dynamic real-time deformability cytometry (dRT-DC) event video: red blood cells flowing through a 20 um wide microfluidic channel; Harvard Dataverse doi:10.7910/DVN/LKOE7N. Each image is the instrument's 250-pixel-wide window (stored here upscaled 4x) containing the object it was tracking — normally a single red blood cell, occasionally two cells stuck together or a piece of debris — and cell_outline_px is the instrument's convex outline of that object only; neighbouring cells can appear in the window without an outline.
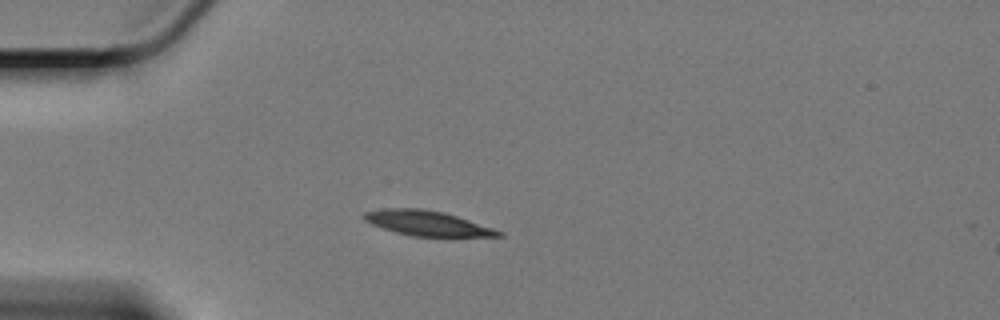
{"species": "Egyptian fruit bat (a non-hibernating species)", "species_latin": "Rousettus aegyptiacus", "temperature_condition": "cold", "stored_images_in_passage": 45, "camera_frame_rate_fps": 3000, "um_per_image_px": 0.085, "animal": {"sex": "female"}, "frame": {"image": 1, "passage_image": 1, "time_ms": 0.0, "image_size_px": [1000, 320], "cell_outline_px": [[504, 236], [412, 236], [396, 232], [372, 224], [364, 220], [364, 212], [384, 208], [420, 208], [444, 212], [504, 232]], "centroid_in_image_um": [36.29, 18.96], "position_along_channel_um": 48.7, "area_um2": 19.19}}
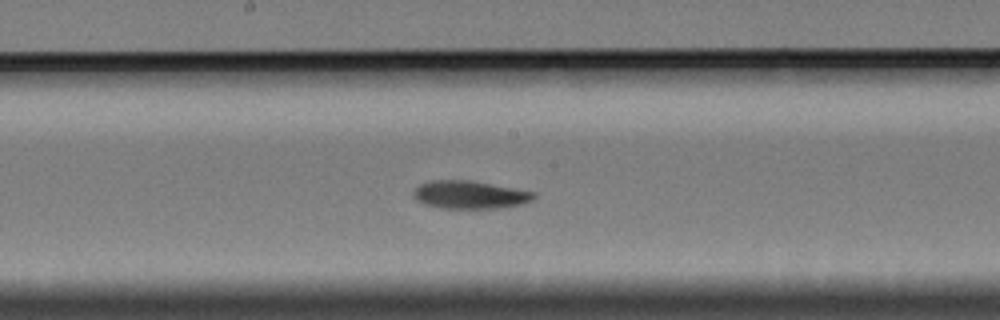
{"frame": {"image": 2, "passage_image": 17, "time_ms": 5.333, "image_size_px": [1000, 320], "cell_outline_px": [[536, 196], [532, 200], [524, 204], [496, 208], [440, 208], [424, 204], [416, 200], [412, 196], [412, 192], [420, 184], [428, 180], [472, 180], [536, 192]], "centroid_in_image_um": [39.92, 16.55], "position_along_channel_um": 208.3, "area_um2": 19.83}}
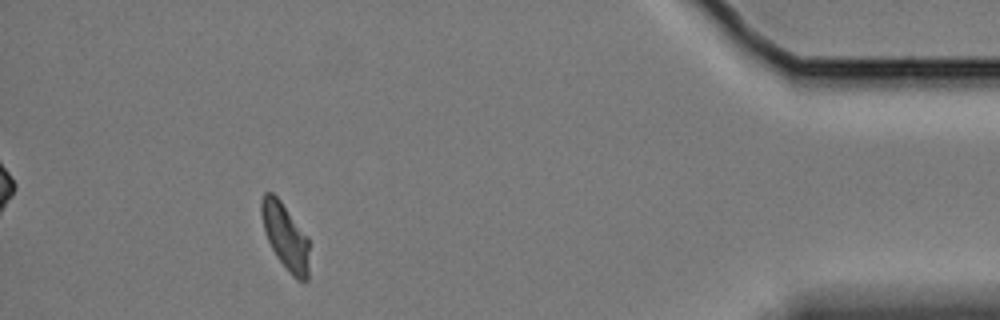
{"frame": {"image": 3, "passage_image": 40, "time_ms": 13.0, "image_size_px": [1000, 320], "cell_outline_px": [[308, 280], [296, 280], [288, 272], [276, 256], [264, 232], [260, 212], [260, 200], [264, 192], [272, 192], [280, 200], [308, 236]], "centroid_in_image_um": [24.23, 20.08], "position_along_channel_um": 411.0, "area_um2": 18.5}, "authors_computed_cell_mechanics": {"area_um2": 19.4208, "velocity_mm_per_s": 3.3088, "shape_relaxation_time_tau1_ms": 4.9217, "shape_relaxation_time_tau2_ms": 6.3432, "deformation_change_tau1": 0.1347, "deformation_change_tau2": 0.1119}}